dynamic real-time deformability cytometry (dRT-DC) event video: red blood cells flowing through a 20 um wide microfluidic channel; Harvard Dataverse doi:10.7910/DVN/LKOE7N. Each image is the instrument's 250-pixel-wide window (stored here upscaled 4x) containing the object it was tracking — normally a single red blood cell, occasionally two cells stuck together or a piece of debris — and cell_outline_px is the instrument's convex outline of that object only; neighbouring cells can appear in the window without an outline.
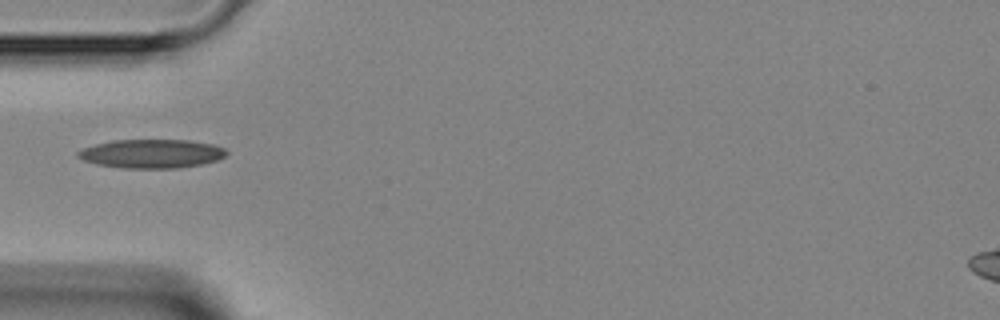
{"species": "Egyptian fruit bat (a non-hibernating species)", "species_latin": "Rousettus aegyptiacus", "temperature_condition": "room temperature", "stored_images_in_passage": 1, "camera_frame_rate_fps": 3000, "um_per_image_px": 0.085, "animal": {"sex": "female"}, "frame": {"image": 1, "passage_image": 1, "time_ms": 0.0, "image_size_px": [1000, 320], "cell_outline_px": [[228, 152], [224, 156], [216, 160], [200, 164], [180, 168], [124, 168], [96, 164], [84, 160], [76, 156], [76, 152], [84, 148], [96, 144], [112, 140], [188, 140], [212, 144], [224, 148]], "centroid_in_image_um": [12.87, 13.06], "position_along_channel_um": 72.1, "area_um2": 24.8}}